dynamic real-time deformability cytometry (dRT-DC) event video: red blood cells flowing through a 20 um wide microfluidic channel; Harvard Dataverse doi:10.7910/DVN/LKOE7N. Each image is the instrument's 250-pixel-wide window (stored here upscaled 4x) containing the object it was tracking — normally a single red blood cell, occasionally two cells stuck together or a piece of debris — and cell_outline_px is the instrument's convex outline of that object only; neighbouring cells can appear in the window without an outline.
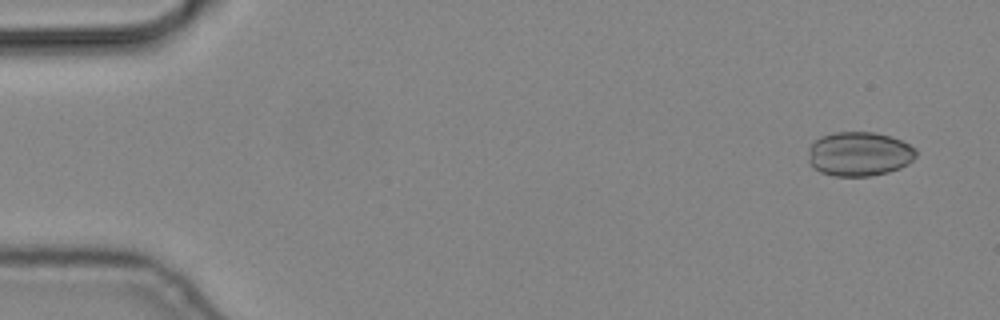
{"species": "common noctule bat (a hibernating species)", "species_latin": "Nyctalus noctula", "temperature_condition": "cold", "stored_images_in_passage": 8, "camera_frame_rate_fps": 3000, "um_per_image_px": 0.085, "animal": {"sex": "male", "body_mass_g": 19.2, "forearm_length_mm": 51.8}, "frame": {"image": 1, "passage_image": 1, "time_ms": 0.0, "image_size_px": [1000, 320], "cell_outline_px": [[916, 156], [908, 164], [900, 168], [888, 172], [872, 176], [832, 176], [820, 172], [812, 168], [808, 160], [808, 148], [820, 136], [836, 132], [876, 132], [892, 136], [916, 148]], "centroid_in_image_um": [73.02, 13.09], "position_along_channel_um": 12.0, "area_um2": 28.15}}
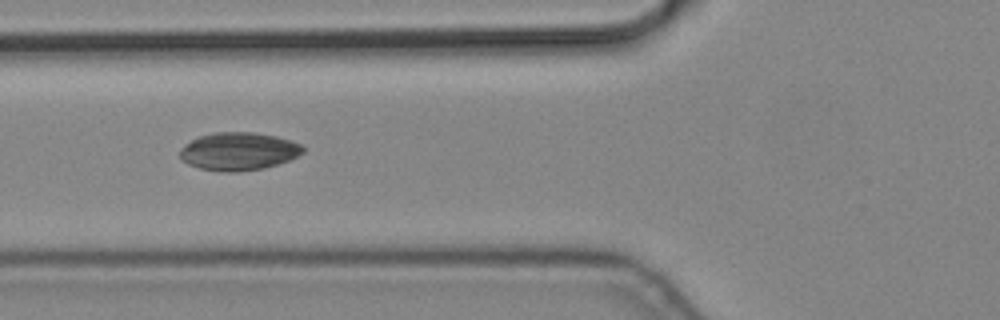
{"frame": {"image": 2, "passage_image": 6, "time_ms": 1.667, "image_size_px": [1000, 320], "cell_outline_px": [[304, 152], [288, 160], [264, 168], [236, 172], [224, 172], [200, 168], [188, 164], [180, 156], [180, 148], [192, 140], [200, 136], [212, 132], [252, 132], [276, 136], [292, 140], [300, 144], [304, 148]], "centroid_in_image_um": [20.28, 12.86], "position_along_channel_um": 105.5, "area_um2": 27.05}}
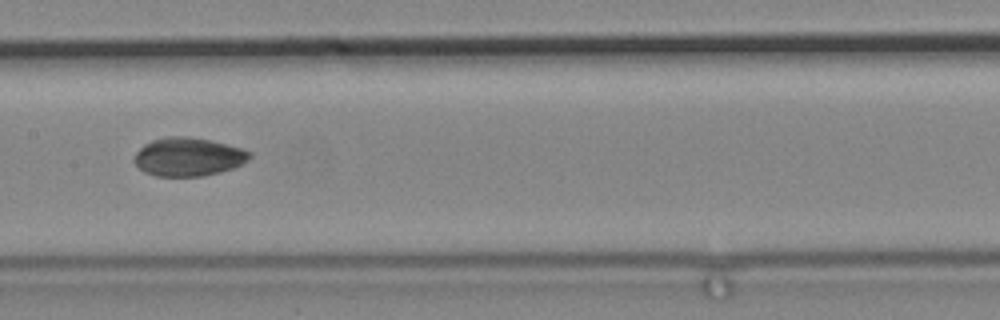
{"frame": {"image": 3, "passage_image": 8, "time_ms": 2.333, "image_size_px": [1000, 320], "cell_outline_px": [[252, 156], [248, 160], [232, 168], [220, 172], [204, 176], [156, 176], [144, 172], [132, 160], [136, 152], [144, 144], [152, 140], [164, 136], [188, 136], [212, 140], [228, 144], [252, 152]], "centroid_in_image_um": [15.99, 13.32], "position_along_channel_um": 191.4, "area_um2": 26.07}}